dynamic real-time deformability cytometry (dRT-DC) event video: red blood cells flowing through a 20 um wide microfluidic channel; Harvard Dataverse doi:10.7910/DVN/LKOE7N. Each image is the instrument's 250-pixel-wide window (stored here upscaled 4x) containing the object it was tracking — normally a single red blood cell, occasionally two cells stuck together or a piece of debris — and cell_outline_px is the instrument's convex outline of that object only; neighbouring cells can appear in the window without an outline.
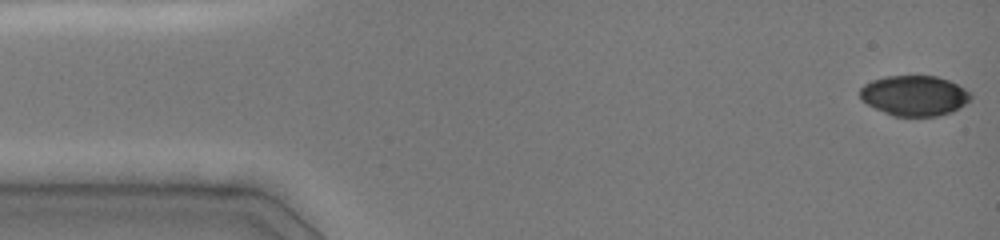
{"species": "common noctule bat (a hibernating species)", "species_latin": "Nyctalus noctula", "temperature_condition": "cold", "stored_images_in_passage": 18, "camera_frame_rate_fps": 3000, "um_per_image_px": 0.085, "animal": {"sex": "female", "body_mass_g": 19.0, "forearm_length_mm": 51.5}, "frame": {"image": 1, "passage_image": 1, "time_ms": 0.0, "image_size_px": [1000, 240], "cell_outline_px": [[972, 100], [960, 108], [952, 112], [936, 116], [892, 116], [860, 100], [860, 88], [864, 84], [872, 80], [884, 76], [936, 76], [948, 80], [972, 92]], "centroid_in_image_um": [77.74, 8.13], "position_along_channel_um": 7.3, "area_um2": 26.18}}
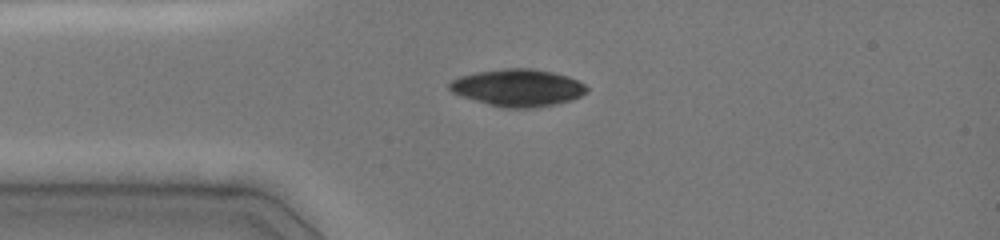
{"frame": {"image": 2, "passage_image": 10, "time_ms": 3.333, "image_size_px": [1000, 240], "cell_outline_px": [[588, 92], [572, 100], [556, 104], [536, 108], [504, 108], [488, 104], [452, 92], [448, 88], [448, 84], [452, 80], [460, 76], [476, 72], [504, 68], [532, 68], [552, 72], [568, 76], [584, 84], [588, 88]], "centroid_in_image_um": [44.04, 7.46], "position_along_channel_um": 41.0, "area_um2": 29.77}}